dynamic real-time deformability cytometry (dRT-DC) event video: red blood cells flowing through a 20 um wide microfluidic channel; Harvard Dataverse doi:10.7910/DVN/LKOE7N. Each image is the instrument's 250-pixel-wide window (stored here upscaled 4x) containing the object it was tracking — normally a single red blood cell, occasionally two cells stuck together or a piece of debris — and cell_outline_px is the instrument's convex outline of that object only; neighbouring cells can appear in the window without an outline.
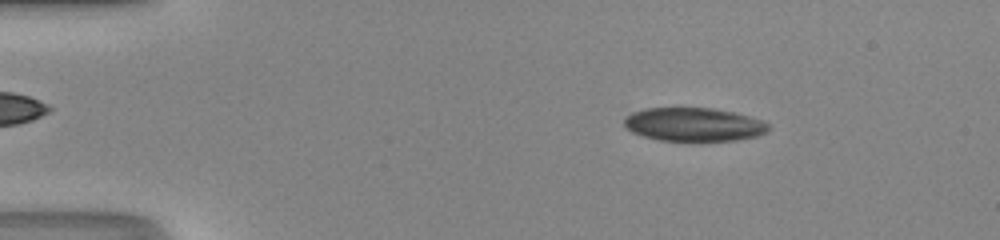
{"species": "human", "species_latin": "Homo sapiens", "temperature_condition": "room temperature", "stored_images_in_passage": 46, "camera_frame_rate_fps": 3000, "um_per_image_px": 0.085, "donor": {"sex": "male"}, "frame": {"image": 1, "passage_image": 5, "time_ms": 1.333, "image_size_px": [1000, 240], "cell_outline_px": [[768, 132], [756, 136], [736, 140], [660, 140], [644, 136], [632, 132], [624, 128], [624, 116], [632, 112], [644, 108], [712, 108], [732, 112], [764, 120], [768, 124]], "centroid_in_image_um": [58.94, 10.57], "position_along_channel_um": 26.1, "area_um2": 28.09}}
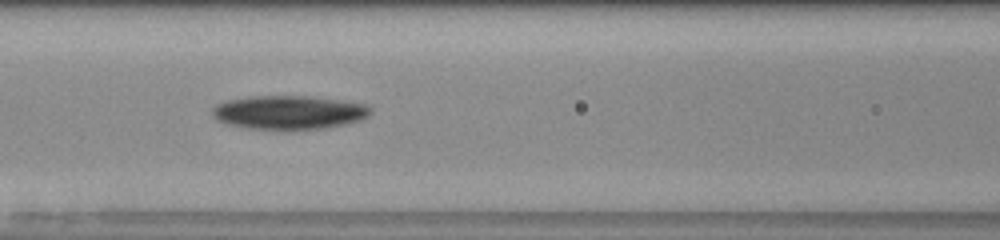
{"frame": {"image": 2, "passage_image": 19, "time_ms": 6.0, "image_size_px": [1000, 240], "cell_outline_px": [[372, 112], [368, 116], [360, 120], [348, 124], [328, 128], [296, 132], [284, 132], [248, 128], [228, 124], [216, 120], [212, 116], [212, 108], [216, 104], [228, 100], [252, 96], [308, 96], [364, 104], [372, 108]], "centroid_in_image_um": [24.55, 9.6], "position_along_channel_um": 142.0, "area_um2": 32.08}}
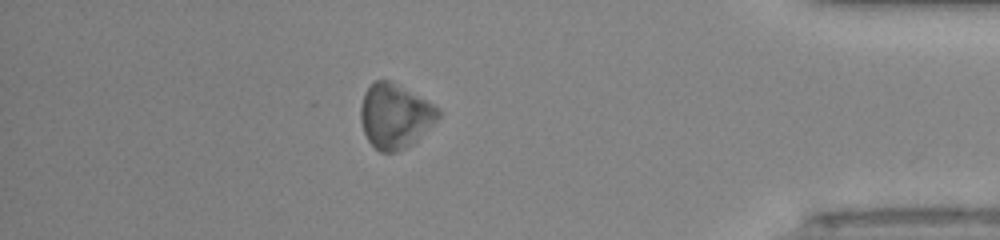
{"frame": {"image": 3, "passage_image": 40, "time_ms": 13.0, "image_size_px": [1000, 240], "cell_outline_px": [[440, 116], [408, 148], [396, 152], [380, 152], [368, 140], [364, 132], [360, 120], [360, 108], [364, 92], [376, 80], [392, 80], [440, 108]], "centroid_in_image_um": [33.56, 9.85], "position_along_channel_um": 401.6, "area_um2": 29.13}, "authors_computed_cell_mechanics": {"area_um2": 29.6225, "velocity_mm_per_s": 4.2373, "shape_relaxation_time_tau1_ms": 4.5639, "shape_relaxation_time_tau2_ms": null, "deformation_change_tau1": 0.0824, "deformation_change_tau2": null}}